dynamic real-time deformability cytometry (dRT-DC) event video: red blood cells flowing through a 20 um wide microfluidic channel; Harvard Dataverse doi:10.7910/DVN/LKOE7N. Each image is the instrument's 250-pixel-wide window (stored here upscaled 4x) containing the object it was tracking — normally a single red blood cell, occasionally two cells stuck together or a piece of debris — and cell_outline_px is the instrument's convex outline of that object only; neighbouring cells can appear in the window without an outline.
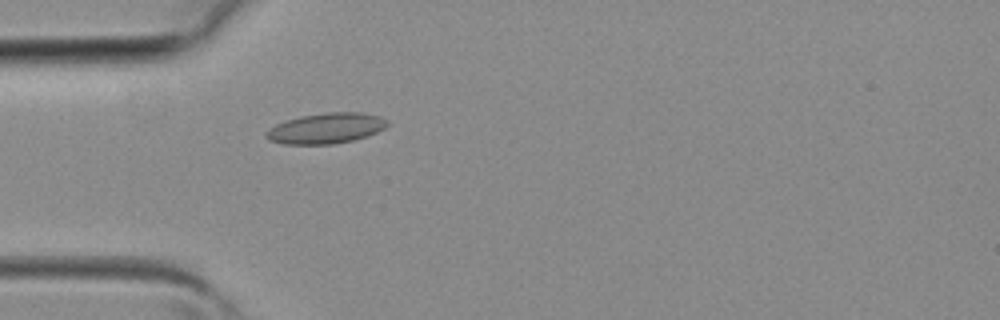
{"species": "common noctule bat (a hibernating species)", "species_latin": "Nyctalus noctula", "temperature_condition": "room temperature", "stored_images_in_passage": 36, "camera_frame_rate_fps": 3000, "um_per_image_px": 0.085, "animal": {"sex": "female", "body_mass_g": 19.3, "forearm_length_mm": 54.1}, "frame": {"image": 1, "passage_image": 8, "time_ms": 2.333, "image_size_px": [1000, 320], "cell_outline_px": [[388, 124], [384, 128], [368, 136], [352, 140], [332, 144], [284, 144], [268, 140], [264, 136], [264, 132], [276, 124], [300, 116], [328, 112], [360, 112], [380, 116], [388, 120]], "centroid_in_image_um": [27.7, 10.9], "position_along_channel_um": 57.3, "area_um2": 21.56}}
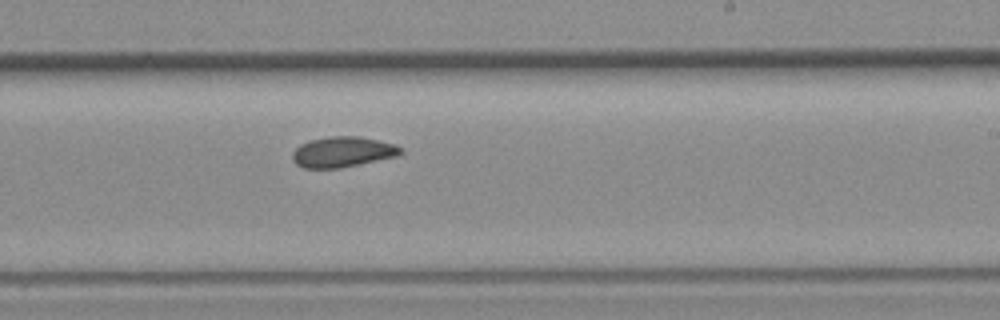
{"frame": {"image": 2, "passage_image": 20, "time_ms": 6.333, "image_size_px": [1000, 320], "cell_outline_px": [[404, 152], [396, 156], [340, 168], [304, 168], [296, 164], [292, 160], [292, 152], [300, 144], [308, 140], [328, 136], [356, 136], [396, 144]], "centroid_in_image_um": [29.08, 12.91], "position_along_channel_um": 259.9, "area_um2": 19.19}}
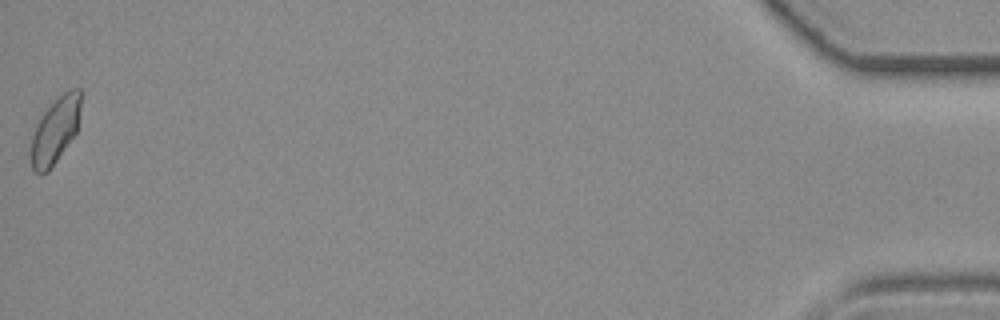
{"frame": {"image": 3, "passage_image": 36, "time_ms": 11.667, "image_size_px": [1000, 320], "cell_outline_px": [[84, 92], [76, 132], [48, 172], [40, 176], [32, 172], [28, 152], [32, 136], [36, 124], [44, 112], [64, 92], [72, 88], [80, 88]], "centroid_in_image_um": [4.67, 11.12], "position_along_channel_um": 430.5, "area_um2": 19.65}}